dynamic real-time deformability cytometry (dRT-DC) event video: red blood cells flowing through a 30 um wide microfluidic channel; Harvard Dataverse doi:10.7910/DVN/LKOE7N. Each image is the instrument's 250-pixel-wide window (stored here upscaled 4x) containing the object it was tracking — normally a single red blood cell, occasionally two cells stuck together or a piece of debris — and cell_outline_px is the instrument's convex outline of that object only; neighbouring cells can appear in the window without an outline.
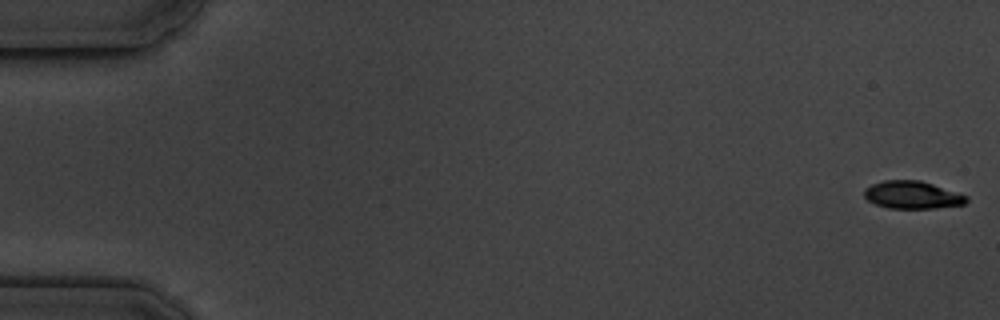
{"species": "common noctule bat (a hibernating species)", "species_latin": "Nyctalus noctula", "temperature_condition": "cold", "stored_images_in_passage": 11, "camera_frame_rate_fps": 3000, "um_per_image_px": 0.085, "animal": {"sex": "male", "body_mass_g": 19.5, "forearm_length_mm": 54.6}, "frame": {"image": 1, "passage_image": 1, "time_ms": 0.0, "image_size_px": [1000, 320], "cell_outline_px": [[968, 200], [964, 204], [936, 208], [888, 208], [876, 204], [868, 200], [864, 196], [864, 188], [872, 184], [884, 180], [920, 180], [968, 196]], "centroid_in_image_um": [77.53, 16.57], "position_along_channel_um": 7.5, "area_um2": 16.36}}
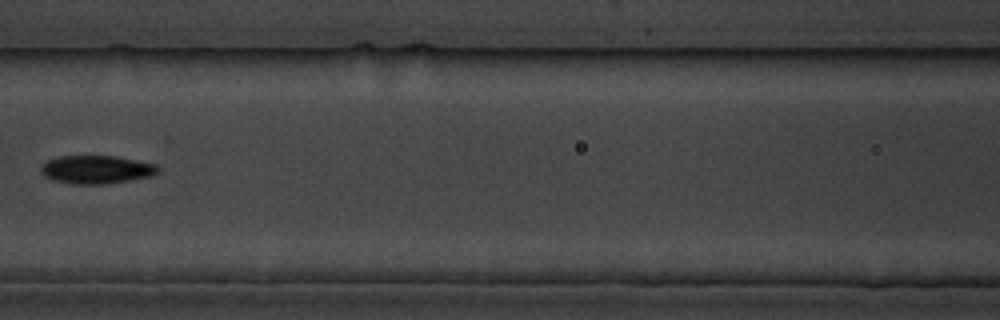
{"frame": {"image": 2, "passage_image": 8, "time_ms": 8.333, "image_size_px": [1000, 320], "cell_outline_px": [[160, 172], [152, 176], [104, 184], [72, 184], [52, 180], [44, 176], [40, 172], [40, 168], [48, 160], [60, 156], [116, 156], [156, 164], [160, 168]], "centroid_in_image_um": [8.2, 14.41], "position_along_channel_um": 158.4, "area_um2": 19.31}}
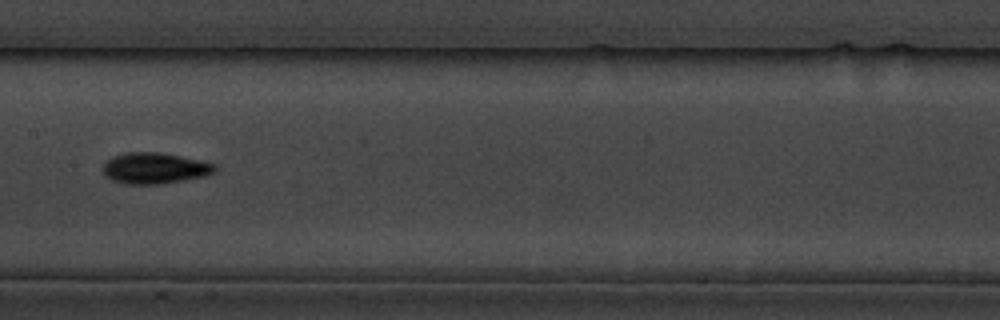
{"frame": {"image": 3, "passage_image": 9, "time_ms": 9.333, "image_size_px": [1000, 320], "cell_outline_px": [[216, 172], [208, 176], [160, 184], [124, 184], [112, 180], [104, 176], [104, 164], [112, 156], [124, 152], [160, 152], [200, 160], [216, 164]], "centroid_in_image_um": [13.17, 14.3], "position_along_channel_um": 194.2, "area_um2": 20.46}}